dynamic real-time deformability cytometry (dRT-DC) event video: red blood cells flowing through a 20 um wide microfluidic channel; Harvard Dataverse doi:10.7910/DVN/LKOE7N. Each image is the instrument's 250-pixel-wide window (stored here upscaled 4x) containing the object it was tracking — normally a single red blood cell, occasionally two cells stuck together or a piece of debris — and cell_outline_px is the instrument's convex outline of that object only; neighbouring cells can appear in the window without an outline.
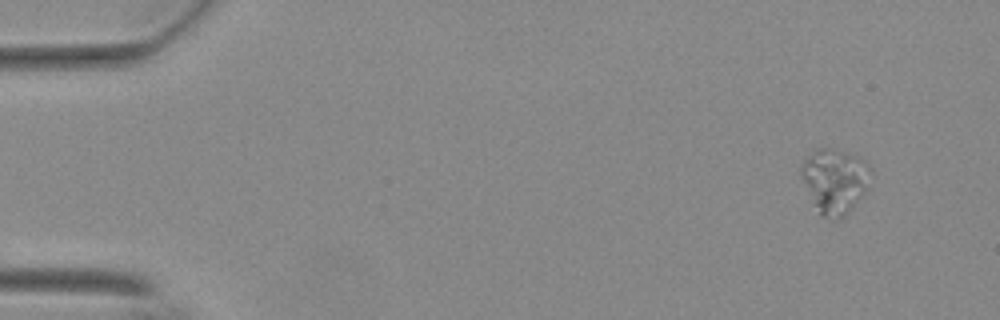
{"species": "Egyptian fruit bat (a non-hibernating species)", "species_latin": "Rousettus aegyptiacus", "temperature_condition": "warm", "stored_images_in_passage": 40, "camera_frame_rate_fps": 3000, "um_per_image_px": 0.085, "animal": {"sex": "female"}, "frame": {"image": 1, "passage_image": 1, "time_ms": 0.0, "image_size_px": [1000, 320], "cell_outline_px": [[872, 172], [868, 188], [848, 212], [844, 216], [836, 220], [820, 216], [812, 204], [800, 172], [800, 168], [804, 160], [808, 156], [820, 148], [824, 148], [856, 156], [864, 160], [872, 168]], "centroid_in_image_um": [70.96, 15.41], "position_along_channel_um": 14.0, "area_um2": 26.01}}
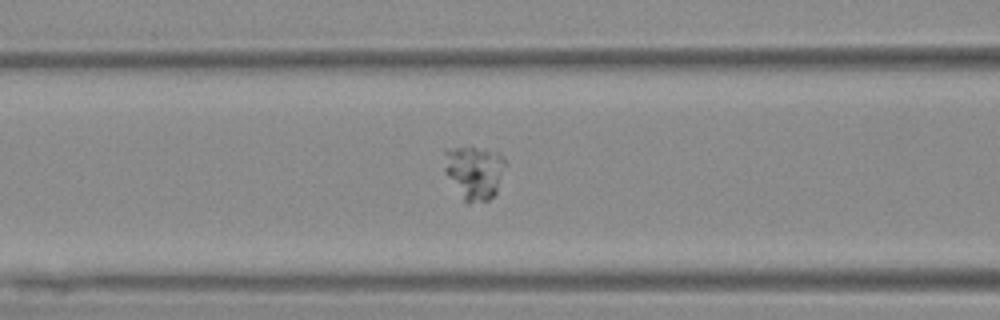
{"frame": {"image": 2, "passage_image": 20, "time_ms": 6.333, "image_size_px": [1000, 320], "cell_outline_px": [[508, 164], [496, 192], [488, 200], [468, 204], [464, 204], [444, 172], [444, 152], [448, 148], [484, 148], [496, 152]], "centroid_in_image_um": [40.3, 14.68], "position_along_channel_um": 126.3, "area_um2": 19.48}}
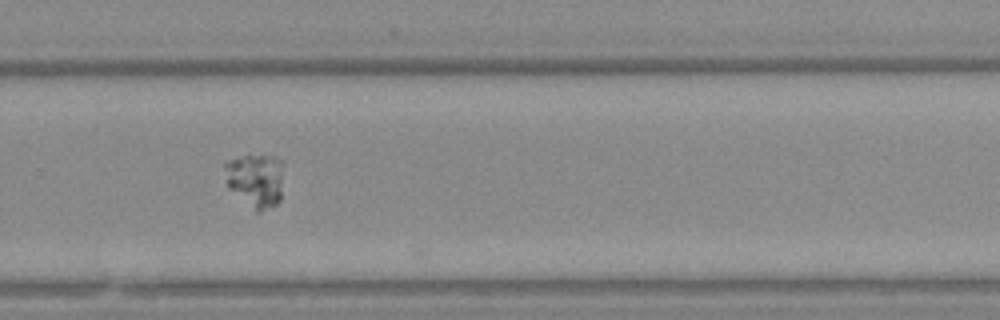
{"frame": {"image": 3, "passage_image": 35, "time_ms": 11.333, "image_size_px": [1000, 320], "cell_outline_px": [[284, 164], [280, 200], [276, 204], [260, 212], [256, 212], [228, 188], [224, 164], [232, 160], [244, 156], [276, 156], [284, 160]], "centroid_in_image_um": [21.77, 15.32], "position_along_channel_um": 308.0, "area_um2": 18.55}}